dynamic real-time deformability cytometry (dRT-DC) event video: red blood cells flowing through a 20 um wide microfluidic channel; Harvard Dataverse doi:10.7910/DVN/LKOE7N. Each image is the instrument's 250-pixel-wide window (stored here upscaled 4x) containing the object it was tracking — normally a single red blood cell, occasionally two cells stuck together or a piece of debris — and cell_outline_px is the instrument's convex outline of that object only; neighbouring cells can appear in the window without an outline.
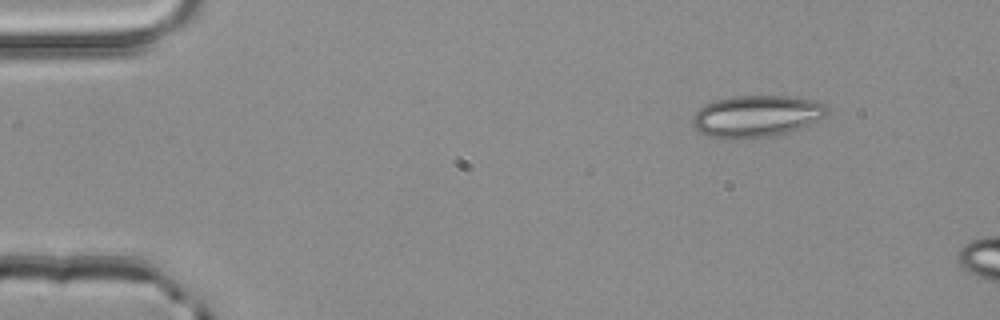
{"species": "common noctule bat (a hibernating species)", "species_latin": "Nyctalus noctula", "temperature_condition": "room temperature", "stored_images_in_passage": 3, "camera_frame_rate_fps": 3000, "um_per_image_px": 0.085, "animal": {"sex": "male", "body_mass_g": 20.4}, "frame": {"image": 1, "passage_image": 1, "time_ms": 0.0, "image_size_px": [1000, 320], "cell_outline_px": [[828, 112], [824, 116], [800, 128], [772, 136], [732, 140], [708, 136], [692, 128], [692, 116], [704, 104], [712, 100], [732, 96], [788, 96], [812, 100], [824, 104], [828, 108]], "centroid_in_image_um": [64.22, 9.88], "position_along_channel_um": 20.8, "area_um2": 32.89}}